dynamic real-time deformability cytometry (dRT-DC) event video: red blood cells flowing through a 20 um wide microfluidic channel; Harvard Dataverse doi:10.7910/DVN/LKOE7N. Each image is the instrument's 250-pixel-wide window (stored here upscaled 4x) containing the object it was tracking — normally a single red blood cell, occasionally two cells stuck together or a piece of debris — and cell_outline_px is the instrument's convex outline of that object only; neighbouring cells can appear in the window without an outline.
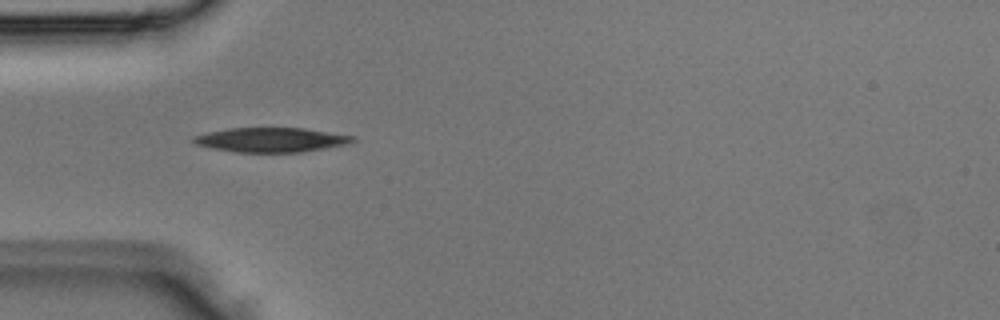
{"species": "Egyptian fruit bat (a non-hibernating species)", "species_latin": "Rousettus aegyptiacus", "temperature_condition": "room temperature", "stored_images_in_passage": 5, "camera_frame_rate_fps": 3000, "um_per_image_px": 0.085, "animal": {"sex": "male"}, "frame": {"image": 1, "passage_image": 4, "time_ms": 1.0, "image_size_px": [1000, 320], "cell_outline_px": [[356, 140], [344, 144], [324, 148], [300, 152], [236, 152], [212, 148], [196, 144], [192, 140], [192, 136], [208, 132], [228, 128], [304, 128], [356, 136]], "centroid_in_image_um": [23.02, 11.88], "position_along_channel_um": 62.0, "area_um2": 22.54}}
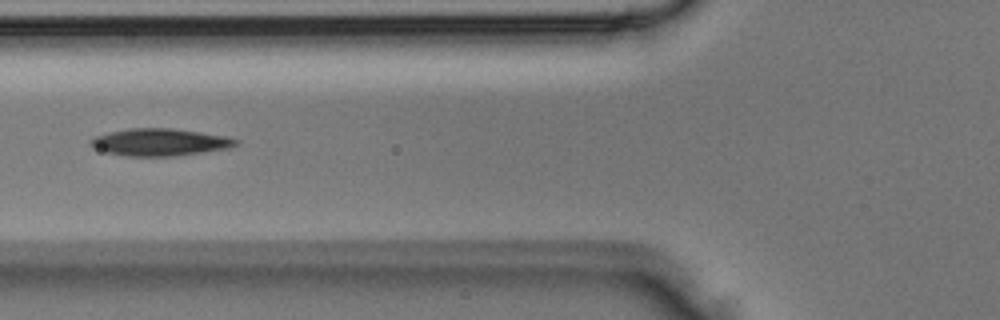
{"frame": {"image": 2, "passage_image": 5, "time_ms": 1.333, "image_size_px": [1000, 320], "cell_outline_px": [[240, 144], [232, 148], [176, 156], [124, 156], [104, 152], [92, 148], [88, 144], [88, 140], [96, 136], [128, 128], [172, 128], [228, 136], [240, 140]], "centroid_in_image_um": [13.62, 12.09], "position_along_channel_um": 112.2, "area_um2": 23.47}}